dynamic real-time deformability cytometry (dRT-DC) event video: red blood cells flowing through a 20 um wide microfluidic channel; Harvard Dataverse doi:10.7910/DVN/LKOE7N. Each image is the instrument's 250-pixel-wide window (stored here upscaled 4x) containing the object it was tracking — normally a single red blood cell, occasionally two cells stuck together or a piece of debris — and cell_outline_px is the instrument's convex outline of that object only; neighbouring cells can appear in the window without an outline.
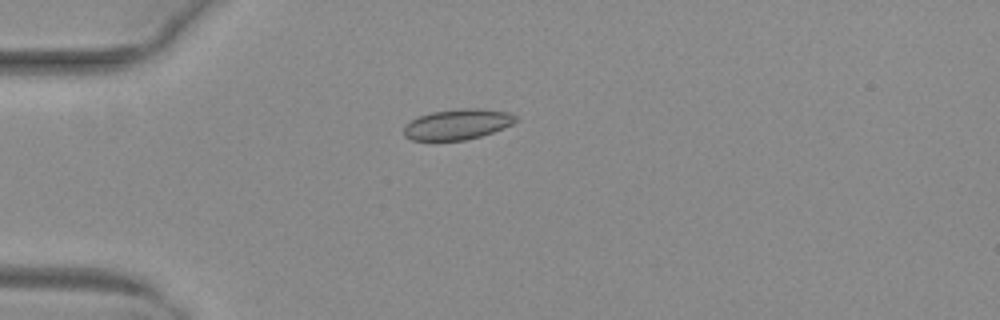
{"species": "common noctule bat (a hibernating species)", "species_latin": "Nyctalus noctula", "temperature_condition": "warm", "stored_images_in_passage": 32, "camera_frame_rate_fps": 3000, "um_per_image_px": 0.085, "animal": {"sex": "female", "body_mass_g": 29.2, "forearm_length_mm": 56.3}, "frame": {"image": 1, "passage_image": 1, "time_ms": 0.0, "image_size_px": [1000, 320], "cell_outline_px": [[516, 120], [512, 124], [492, 132], [480, 136], [464, 140], [412, 140], [404, 136], [404, 128], [412, 120], [420, 116], [432, 112], [460, 108], [480, 108], [508, 112], [516, 116]], "centroid_in_image_um": [38.89, 10.56], "position_along_channel_um": 46.1, "area_um2": 19.59}}
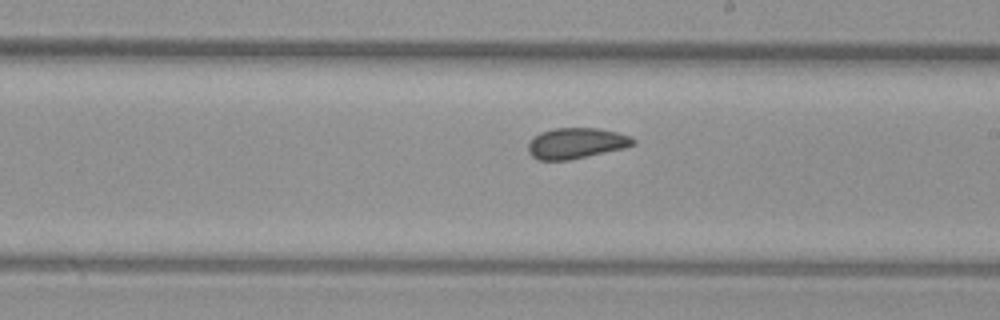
{"frame": {"image": 2, "passage_image": 17, "time_ms": 5.333, "image_size_px": [1000, 320], "cell_outline_px": [[636, 144], [624, 148], [568, 160], [536, 160], [528, 152], [528, 144], [532, 136], [540, 132], [556, 128], [600, 128], [632, 136], [636, 140]], "centroid_in_image_um": [48.97, 12.17], "position_along_channel_um": 240.0, "area_um2": 18.96}}
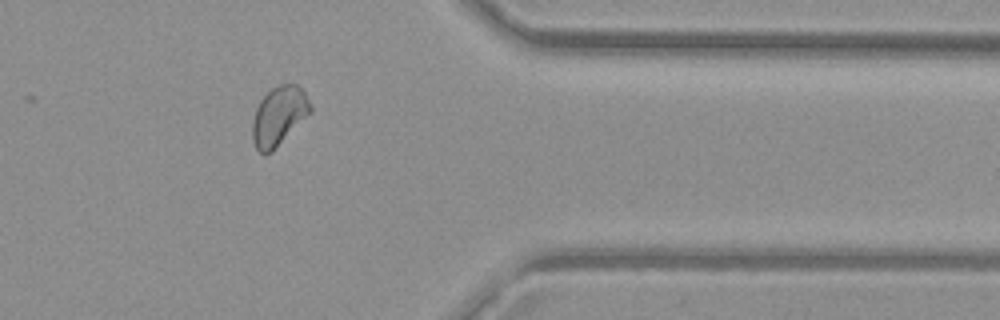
{"frame": {"image": 3, "passage_image": 29, "time_ms": 9.333, "image_size_px": [1000, 320], "cell_outline_px": [[312, 112], [272, 152], [264, 156], [256, 148], [252, 140], [252, 124], [256, 108], [260, 100], [276, 84], [296, 84], [304, 92], [312, 108]], "centroid_in_image_um": [23.69, 9.88], "position_along_channel_um": 387.7, "area_um2": 20.0}, "authors_computed_cell_mechanics": {"area_um2": 19.0451, "velocity_mm_per_s": 4.0652, "shape_relaxation_time_tau1_ms": null, "shape_relaxation_time_tau2_ms": 1.2565, "deformation_change_tau1": null, "deformation_change_tau2": 0.0529}}